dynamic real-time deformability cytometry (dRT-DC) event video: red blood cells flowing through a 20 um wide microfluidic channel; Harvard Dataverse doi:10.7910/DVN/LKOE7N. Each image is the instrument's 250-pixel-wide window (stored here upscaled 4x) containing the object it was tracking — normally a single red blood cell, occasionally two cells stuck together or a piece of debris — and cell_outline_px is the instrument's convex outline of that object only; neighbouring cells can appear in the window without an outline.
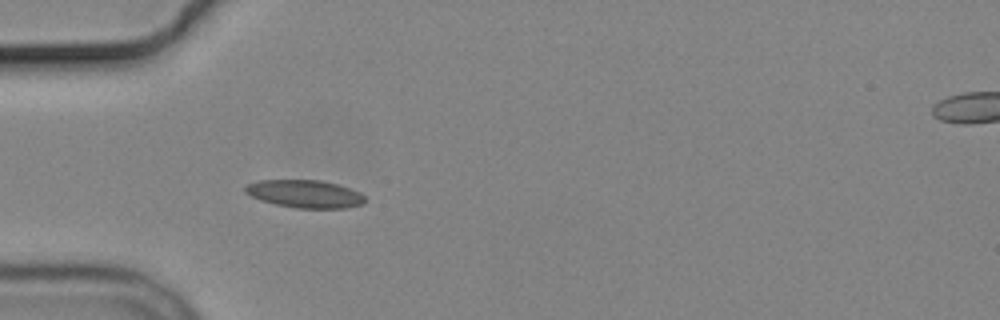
{"species": "common noctule bat (a hibernating species)", "species_latin": "Nyctalus noctula", "temperature_condition": "cold", "stored_images_in_passage": 5, "camera_frame_rate_fps": 3000, "um_per_image_px": 0.085, "animal": {"sex": "male", "body_mass_g": 19.2, "forearm_length_mm": 51.8}, "frame": {"image": 1, "passage_image": 4, "time_ms": 3.333, "image_size_px": [1000, 320], "cell_outline_px": [[368, 200], [364, 204], [348, 208], [296, 208], [276, 204], [260, 200], [244, 192], [244, 188], [248, 184], [260, 180], [320, 180], [336, 184], [360, 192]], "centroid_in_image_um": [25.95, 16.49], "position_along_channel_um": 59.0, "area_um2": 19.42}}